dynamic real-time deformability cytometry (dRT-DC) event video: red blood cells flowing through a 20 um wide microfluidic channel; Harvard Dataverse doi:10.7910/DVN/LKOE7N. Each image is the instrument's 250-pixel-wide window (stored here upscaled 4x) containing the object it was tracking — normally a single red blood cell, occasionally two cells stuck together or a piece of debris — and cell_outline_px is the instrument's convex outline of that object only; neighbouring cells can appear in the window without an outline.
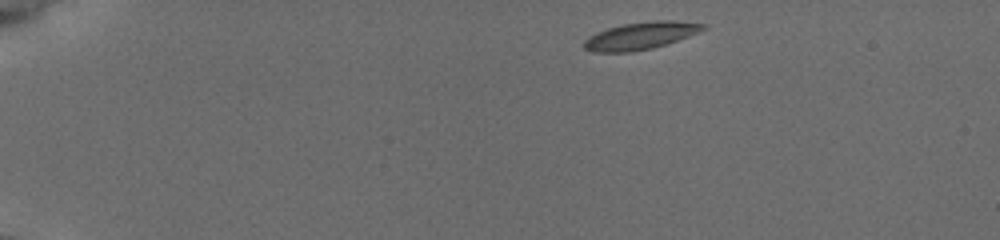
{"species": "common noctule bat (a hibernating species)", "species_latin": "Nyctalus noctula", "temperature_condition": "cold", "stored_images_in_passage": 46, "camera_frame_rate_fps": 3000, "um_per_image_px": 0.085, "animal": {"sex": "female", "body_mass_g": 19.5, "forearm_length_mm": 54.1}, "frame": {"image": 1, "passage_image": 1, "time_ms": 0.0, "image_size_px": [1000, 240], "cell_outline_px": [[708, 28], [688, 36], [652, 48], [628, 52], [592, 52], [584, 48], [584, 40], [588, 36], [596, 32], [620, 24], [652, 20], [672, 20], [708, 24]], "centroid_in_image_um": [54.44, 3.02], "position_along_channel_um": 30.6, "area_um2": 19.02}}
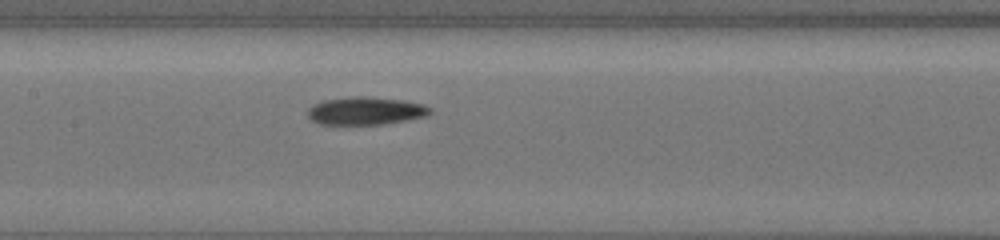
{"frame": {"image": 2, "passage_image": 20, "time_ms": 6.333, "image_size_px": [1000, 240], "cell_outline_px": [[432, 112], [424, 116], [408, 120], [384, 124], [320, 124], [312, 120], [308, 116], [308, 108], [312, 104], [324, 100], [352, 96], [364, 96], [404, 100], [424, 104], [432, 108]], "centroid_in_image_um": [31.09, 9.41], "position_along_channel_um": 176.3, "area_um2": 19.94}}
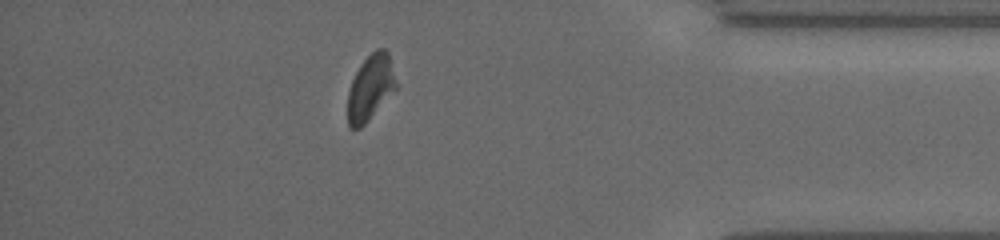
{"frame": {"image": 3, "passage_image": 40, "time_ms": 13.0, "image_size_px": [1000, 240], "cell_outline_px": [[396, 88], [368, 120], [360, 128], [352, 128], [348, 124], [348, 92], [352, 80], [360, 64], [376, 48], [384, 48], [388, 52], [396, 84]], "centroid_in_image_um": [31.47, 7.43], "position_along_channel_um": 403.7, "area_um2": 17.98}, "authors_computed_cell_mechanics": {"area_um2": 19.3052, "velocity_mm_per_s": 3.7996, "shape_relaxation_time_tau1_ms": 3.9621, "shape_relaxation_time_tau2_ms": 9.1141, "deformation_change_tau1": 0.1215, "deformation_change_tau2": 0.1336}}